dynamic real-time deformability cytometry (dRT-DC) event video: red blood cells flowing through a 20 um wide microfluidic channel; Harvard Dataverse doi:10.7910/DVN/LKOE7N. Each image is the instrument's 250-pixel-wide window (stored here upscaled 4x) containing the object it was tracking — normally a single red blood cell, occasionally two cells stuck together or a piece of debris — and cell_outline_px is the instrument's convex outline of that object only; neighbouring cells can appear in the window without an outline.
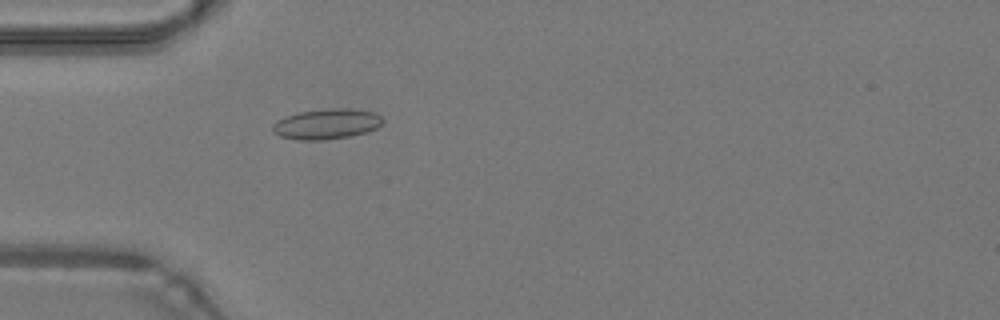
{"species": "common noctule bat (a hibernating species)", "species_latin": "Nyctalus noctula", "temperature_condition": "warm", "stored_images_in_passage": 48, "camera_frame_rate_fps": 3000, "um_per_image_px": 0.085, "animal": {"sex": "male", "body_mass_g": 19.2, "forearm_length_mm": 51.8}, "frame": {"image": 1, "passage_image": 15, "time_ms": 4.667, "image_size_px": [1000, 320], "cell_outline_px": [[384, 120], [376, 128], [364, 132], [348, 136], [320, 140], [300, 140], [280, 136], [272, 132], [272, 124], [276, 120], [284, 116], [296, 112], [328, 108], [352, 108], [376, 112]], "centroid_in_image_um": [27.72, 10.51], "position_along_channel_um": 57.3, "area_um2": 19.59}}
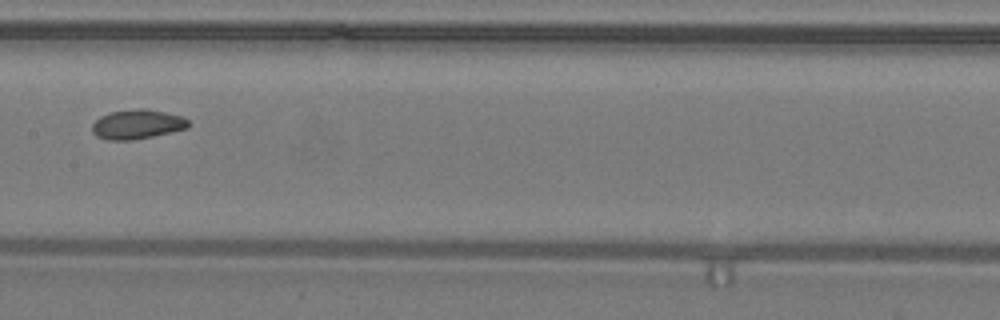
{"frame": {"image": 2, "passage_image": 25, "time_ms": 8.0, "image_size_px": [1000, 320], "cell_outline_px": [[192, 124], [188, 128], [172, 132], [132, 140], [108, 140], [96, 136], [92, 132], [92, 124], [100, 116], [108, 112], [136, 108], [144, 108], [164, 112], [180, 116], [188, 120]], "centroid_in_image_um": [11.65, 10.56], "position_along_channel_um": 195.7, "area_um2": 16.65}}
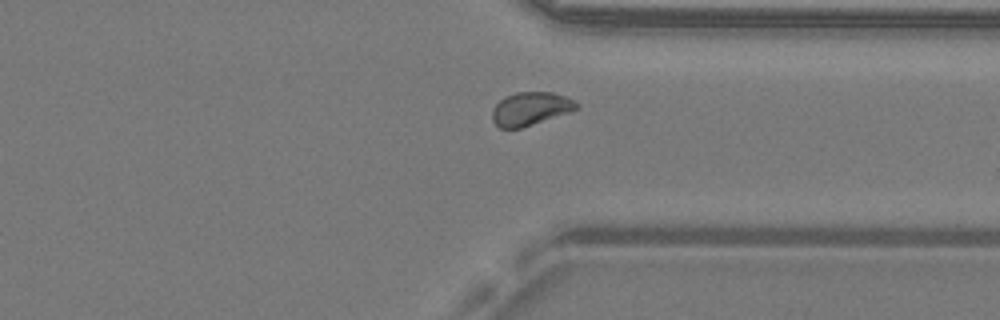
{"frame": {"image": 3, "passage_image": 37, "time_ms": 12.0, "image_size_px": [1000, 320], "cell_outline_px": [[576, 108], [568, 112], [520, 128], [500, 128], [492, 120], [492, 108], [504, 96], [516, 92], [552, 92], [564, 96], [572, 100], [576, 104]], "centroid_in_image_um": [45.01, 9.23], "position_along_channel_um": 366.4, "area_um2": 15.95}, "authors_computed_cell_mechanics": {"area_um2": 16.7042, "velocity_mm_per_s": 4.2868, "shape_relaxation_time_tau1_ms": 5.2058, "shape_relaxation_time_tau2_ms": 0.8758, "deformation_change_tau1": 0.1355, "deformation_change_tau2": 0.0464}}